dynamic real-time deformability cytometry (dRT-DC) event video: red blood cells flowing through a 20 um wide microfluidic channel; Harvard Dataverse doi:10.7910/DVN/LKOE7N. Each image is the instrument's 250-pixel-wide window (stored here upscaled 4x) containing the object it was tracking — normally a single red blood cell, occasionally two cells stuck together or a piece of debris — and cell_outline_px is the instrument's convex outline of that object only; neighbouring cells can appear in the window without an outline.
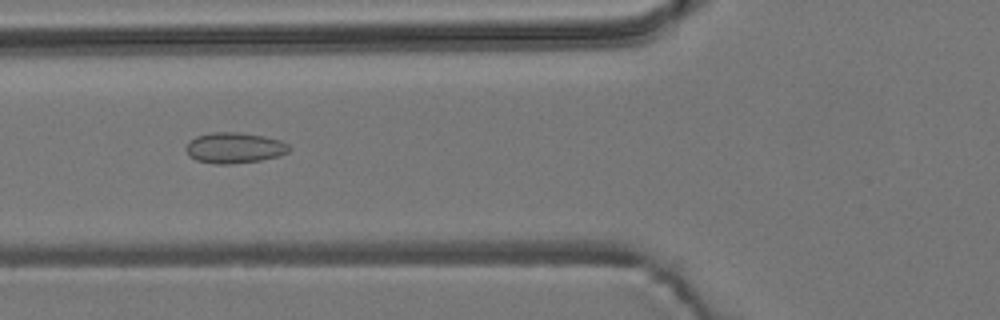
{"species": "common noctule bat (a hibernating species)", "species_latin": "Nyctalus noctula", "temperature_condition": "room temperature", "stored_images_in_passage": 4, "camera_frame_rate_fps": 3000, "um_per_image_px": 0.085, "animal": {"sex": "male", "body_mass_g": 19.2, "forearm_length_mm": 51.8}, "frame": {"image": 1, "passage_image": 3, "time_ms": 0.667, "image_size_px": [1000, 320], "cell_outline_px": [[292, 148], [288, 152], [280, 156], [260, 160], [232, 164], [216, 164], [196, 160], [188, 156], [184, 148], [188, 140], [196, 136], [212, 132], [240, 132], [264, 136], [280, 140], [288, 144]], "centroid_in_image_um": [19.9, 12.56], "position_along_channel_um": 105.9, "area_um2": 18.79}}
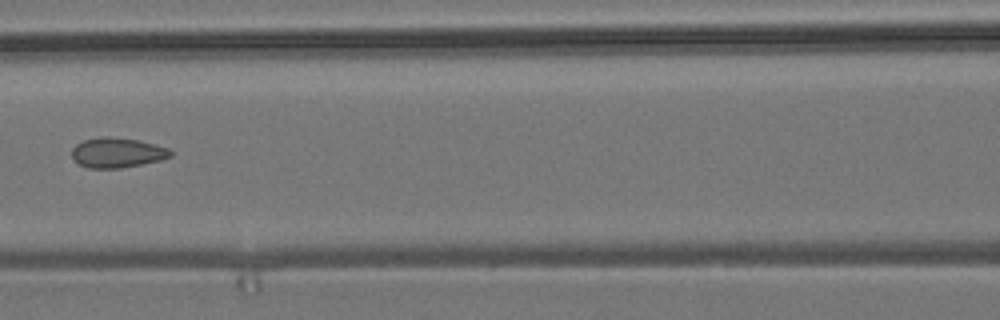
{"frame": {"image": 2, "passage_image": 4, "time_ms": 1.0, "image_size_px": [1000, 320], "cell_outline_px": [[172, 156], [160, 160], [120, 168], [88, 168], [80, 164], [72, 156], [72, 148], [76, 144], [84, 140], [100, 136], [108, 136], [136, 140], [168, 148], [172, 152]], "centroid_in_image_um": [9.94, 12.97], "position_along_channel_um": 156.7, "area_um2": 16.99}}